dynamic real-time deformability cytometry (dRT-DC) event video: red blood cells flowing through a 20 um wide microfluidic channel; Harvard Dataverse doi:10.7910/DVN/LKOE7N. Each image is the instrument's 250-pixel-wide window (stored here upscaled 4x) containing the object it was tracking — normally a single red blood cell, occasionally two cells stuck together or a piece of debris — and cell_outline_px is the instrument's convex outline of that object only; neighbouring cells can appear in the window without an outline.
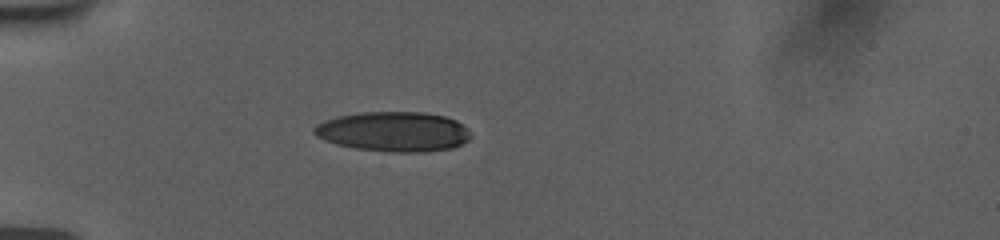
{"species": "human", "species_latin": "Homo sapiens", "temperature_condition": "room temperature", "stored_images_in_passage": 39, "camera_frame_rate_fps": 3000, "um_per_image_px": 0.085, "donor": {"sex": "female"}, "frame": {"image": 1, "passage_image": 1, "time_ms": 0.0, "image_size_px": [1000, 240], "cell_outline_px": [[472, 136], [468, 140], [452, 148], [420, 152], [392, 152], [356, 148], [336, 144], [324, 140], [316, 136], [312, 132], [312, 128], [316, 124], [324, 120], [336, 116], [360, 112], [424, 112], [444, 116], [456, 120], [468, 128]], "centroid_in_image_um": [33.43, 11.18], "position_along_channel_um": 51.6, "area_um2": 36.59}}
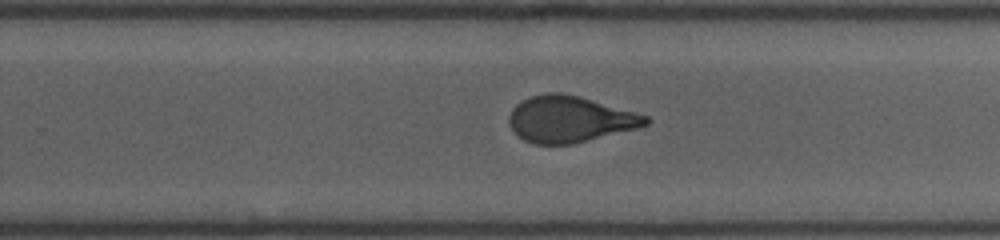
{"frame": {"image": 2, "passage_image": 21, "time_ms": 6.667, "image_size_px": [1000, 240], "cell_outline_px": [[652, 120], [648, 124], [636, 128], [572, 144], [532, 144], [524, 140], [508, 124], [508, 116], [512, 108], [516, 104], [532, 96], [548, 92], [560, 92], [580, 96], [636, 112], [648, 116]], "centroid_in_image_um": [48.43, 10.12], "position_along_channel_um": 281.4, "area_um2": 36.76}}
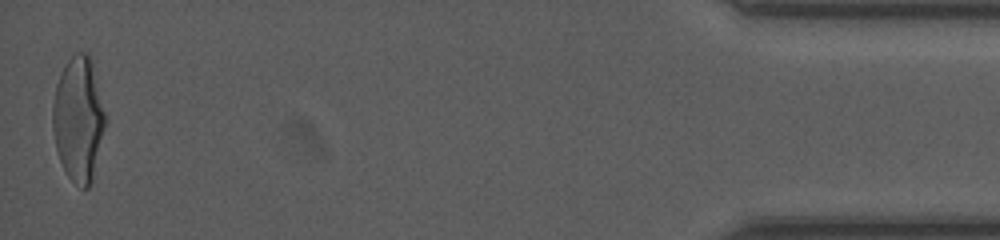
{"frame": {"image": 3, "passage_image": 39, "time_ms": 12.667, "image_size_px": [1000, 240], "cell_outline_px": [[104, 128], [92, 180], [88, 188], [84, 188], [72, 180], [68, 176], [60, 160], [56, 148], [52, 128], [52, 104], [56, 84], [60, 72], [68, 60], [76, 52], [88, 52], [92, 60], [104, 112]], "centroid_in_image_um": [6.64, 10.07], "position_along_channel_um": 428.6, "area_um2": 37.74}, "authors_computed_cell_mechanics": {"area_um2": 37.4544, "velocity_mm_per_s": 3.7784, "shape_relaxation_time_tau1_ms": 8.2826, "shape_relaxation_time_tau2_ms": 0.9297, "deformation_change_tau1": 0.247, "deformation_change_tau2": 0.0746}}